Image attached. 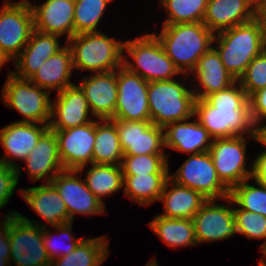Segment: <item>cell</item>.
Instances as JSON below:
<instances>
[{
  "instance_id": "74e56055",
  "label": "cell",
  "mask_w": 266,
  "mask_h": 266,
  "mask_svg": "<svg viewBox=\"0 0 266 266\" xmlns=\"http://www.w3.org/2000/svg\"><path fill=\"white\" fill-rule=\"evenodd\" d=\"M233 212L237 232L249 239H265V242L260 245V249L262 253L266 251V217L234 207Z\"/></svg>"
},
{
  "instance_id": "f35d334b",
  "label": "cell",
  "mask_w": 266,
  "mask_h": 266,
  "mask_svg": "<svg viewBox=\"0 0 266 266\" xmlns=\"http://www.w3.org/2000/svg\"><path fill=\"white\" fill-rule=\"evenodd\" d=\"M72 223L73 222L53 226L58 230V232L61 235H63L64 237H67V240H69L68 246L62 245L63 246V249L61 248L62 250L60 249V247H61V245L59 244L60 240L59 239L56 240L57 239V238H55L56 236L52 235L51 232H48L47 226L43 227V245L46 248L48 257L51 260V262L54 259H57L59 257L67 256L84 239V237L79 238V239L73 237V234L71 233L72 232ZM57 237H59V236H57Z\"/></svg>"
},
{
  "instance_id": "ac0fdd59",
  "label": "cell",
  "mask_w": 266,
  "mask_h": 266,
  "mask_svg": "<svg viewBox=\"0 0 266 266\" xmlns=\"http://www.w3.org/2000/svg\"><path fill=\"white\" fill-rule=\"evenodd\" d=\"M52 102L50 130H66L92 122L86 97L81 88L73 84L57 93Z\"/></svg>"
},
{
  "instance_id": "52a82bcc",
  "label": "cell",
  "mask_w": 266,
  "mask_h": 266,
  "mask_svg": "<svg viewBox=\"0 0 266 266\" xmlns=\"http://www.w3.org/2000/svg\"><path fill=\"white\" fill-rule=\"evenodd\" d=\"M1 95L6 107L17 110L23 119L16 122L49 124L51 119L50 92L33 84L30 80L17 78L8 70Z\"/></svg>"
},
{
  "instance_id": "681fc988",
  "label": "cell",
  "mask_w": 266,
  "mask_h": 266,
  "mask_svg": "<svg viewBox=\"0 0 266 266\" xmlns=\"http://www.w3.org/2000/svg\"><path fill=\"white\" fill-rule=\"evenodd\" d=\"M262 20L263 23V28H264V43L266 46V18H260Z\"/></svg>"
},
{
  "instance_id": "603a6c76",
  "label": "cell",
  "mask_w": 266,
  "mask_h": 266,
  "mask_svg": "<svg viewBox=\"0 0 266 266\" xmlns=\"http://www.w3.org/2000/svg\"><path fill=\"white\" fill-rule=\"evenodd\" d=\"M58 35L33 30L26 46L13 61L16 71L13 74L20 79L29 80L43 65L44 61L63 48Z\"/></svg>"
},
{
  "instance_id": "6da1fadb",
  "label": "cell",
  "mask_w": 266,
  "mask_h": 266,
  "mask_svg": "<svg viewBox=\"0 0 266 266\" xmlns=\"http://www.w3.org/2000/svg\"><path fill=\"white\" fill-rule=\"evenodd\" d=\"M237 84L238 81L205 99H196L194 116L213 138L248 134L257 142L256 125L250 116L249 97Z\"/></svg>"
},
{
  "instance_id": "4fadbf2b",
  "label": "cell",
  "mask_w": 266,
  "mask_h": 266,
  "mask_svg": "<svg viewBox=\"0 0 266 266\" xmlns=\"http://www.w3.org/2000/svg\"><path fill=\"white\" fill-rule=\"evenodd\" d=\"M96 119L82 126L66 130H52L58 140L60 161L64 170H77L92 164Z\"/></svg>"
},
{
  "instance_id": "9a60e30c",
  "label": "cell",
  "mask_w": 266,
  "mask_h": 266,
  "mask_svg": "<svg viewBox=\"0 0 266 266\" xmlns=\"http://www.w3.org/2000/svg\"><path fill=\"white\" fill-rule=\"evenodd\" d=\"M111 120L116 125L124 155L165 154L163 127L151 121Z\"/></svg>"
},
{
  "instance_id": "9c48e42d",
  "label": "cell",
  "mask_w": 266,
  "mask_h": 266,
  "mask_svg": "<svg viewBox=\"0 0 266 266\" xmlns=\"http://www.w3.org/2000/svg\"><path fill=\"white\" fill-rule=\"evenodd\" d=\"M245 139V136L214 138L208 151L218 178L229 190L253 175V161L251 170L246 166Z\"/></svg>"
},
{
  "instance_id": "8992f818",
  "label": "cell",
  "mask_w": 266,
  "mask_h": 266,
  "mask_svg": "<svg viewBox=\"0 0 266 266\" xmlns=\"http://www.w3.org/2000/svg\"><path fill=\"white\" fill-rule=\"evenodd\" d=\"M195 94L183 83L171 80L148 84L150 121L159 127L194 117Z\"/></svg>"
},
{
  "instance_id": "8fae6325",
  "label": "cell",
  "mask_w": 266,
  "mask_h": 266,
  "mask_svg": "<svg viewBox=\"0 0 266 266\" xmlns=\"http://www.w3.org/2000/svg\"><path fill=\"white\" fill-rule=\"evenodd\" d=\"M34 30L29 5L4 2L0 10V50L13 61L20 55Z\"/></svg>"
},
{
  "instance_id": "d6986e66",
  "label": "cell",
  "mask_w": 266,
  "mask_h": 266,
  "mask_svg": "<svg viewBox=\"0 0 266 266\" xmlns=\"http://www.w3.org/2000/svg\"><path fill=\"white\" fill-rule=\"evenodd\" d=\"M78 86L88 101L91 116L98 119L114 116L118 98L117 70L91 74Z\"/></svg>"
},
{
  "instance_id": "277c9868",
  "label": "cell",
  "mask_w": 266,
  "mask_h": 266,
  "mask_svg": "<svg viewBox=\"0 0 266 266\" xmlns=\"http://www.w3.org/2000/svg\"><path fill=\"white\" fill-rule=\"evenodd\" d=\"M123 43L101 31L77 34L66 41L74 69L94 73L114 71L123 65Z\"/></svg>"
},
{
  "instance_id": "836d02e7",
  "label": "cell",
  "mask_w": 266,
  "mask_h": 266,
  "mask_svg": "<svg viewBox=\"0 0 266 266\" xmlns=\"http://www.w3.org/2000/svg\"><path fill=\"white\" fill-rule=\"evenodd\" d=\"M249 179L242 181L229 190V196L224 200L236 204L240 209L254 212L266 217V187L255 181L256 185L248 183Z\"/></svg>"
},
{
  "instance_id": "e0dca14e",
  "label": "cell",
  "mask_w": 266,
  "mask_h": 266,
  "mask_svg": "<svg viewBox=\"0 0 266 266\" xmlns=\"http://www.w3.org/2000/svg\"><path fill=\"white\" fill-rule=\"evenodd\" d=\"M48 129L49 124L26 122H13L0 129V144L5 149L0 163L16 168L18 181L21 169L16 160L24 161ZM9 157L11 158L9 159Z\"/></svg>"
},
{
  "instance_id": "7a4b0ae2",
  "label": "cell",
  "mask_w": 266,
  "mask_h": 266,
  "mask_svg": "<svg viewBox=\"0 0 266 266\" xmlns=\"http://www.w3.org/2000/svg\"><path fill=\"white\" fill-rule=\"evenodd\" d=\"M226 70L238 80L249 63L265 50L262 20L236 25L214 35L213 43Z\"/></svg>"
},
{
  "instance_id": "d590c367",
  "label": "cell",
  "mask_w": 266,
  "mask_h": 266,
  "mask_svg": "<svg viewBox=\"0 0 266 266\" xmlns=\"http://www.w3.org/2000/svg\"><path fill=\"white\" fill-rule=\"evenodd\" d=\"M113 0H75L74 35L98 32L97 26Z\"/></svg>"
},
{
  "instance_id": "816d5d0a",
  "label": "cell",
  "mask_w": 266,
  "mask_h": 266,
  "mask_svg": "<svg viewBox=\"0 0 266 266\" xmlns=\"http://www.w3.org/2000/svg\"><path fill=\"white\" fill-rule=\"evenodd\" d=\"M263 256H265V258H266V251H264L263 253H261ZM263 259V258H261L260 260H259V263L262 265V266H266V259Z\"/></svg>"
},
{
  "instance_id": "7402d4cb",
  "label": "cell",
  "mask_w": 266,
  "mask_h": 266,
  "mask_svg": "<svg viewBox=\"0 0 266 266\" xmlns=\"http://www.w3.org/2000/svg\"><path fill=\"white\" fill-rule=\"evenodd\" d=\"M24 161L32 182L45 179L46 183H51L53 178L64 170L55 132L48 129Z\"/></svg>"
},
{
  "instance_id": "3957f363",
  "label": "cell",
  "mask_w": 266,
  "mask_h": 266,
  "mask_svg": "<svg viewBox=\"0 0 266 266\" xmlns=\"http://www.w3.org/2000/svg\"><path fill=\"white\" fill-rule=\"evenodd\" d=\"M153 34L185 76L193 72L198 59L213 46L215 35L202 22L163 25L160 34Z\"/></svg>"
},
{
  "instance_id": "d6a6232c",
  "label": "cell",
  "mask_w": 266,
  "mask_h": 266,
  "mask_svg": "<svg viewBox=\"0 0 266 266\" xmlns=\"http://www.w3.org/2000/svg\"><path fill=\"white\" fill-rule=\"evenodd\" d=\"M84 182L88 189L105 205L104 196L119 192L124 177L119 165L91 164Z\"/></svg>"
},
{
  "instance_id": "b9f144b4",
  "label": "cell",
  "mask_w": 266,
  "mask_h": 266,
  "mask_svg": "<svg viewBox=\"0 0 266 266\" xmlns=\"http://www.w3.org/2000/svg\"><path fill=\"white\" fill-rule=\"evenodd\" d=\"M249 104H250V116H251L252 122L255 125H258L261 122H265L266 121V87L254 92L249 97Z\"/></svg>"
},
{
  "instance_id": "44dd1931",
  "label": "cell",
  "mask_w": 266,
  "mask_h": 266,
  "mask_svg": "<svg viewBox=\"0 0 266 266\" xmlns=\"http://www.w3.org/2000/svg\"><path fill=\"white\" fill-rule=\"evenodd\" d=\"M257 17V8L248 0H208L203 24L214 34Z\"/></svg>"
},
{
  "instance_id": "60d3db41",
  "label": "cell",
  "mask_w": 266,
  "mask_h": 266,
  "mask_svg": "<svg viewBox=\"0 0 266 266\" xmlns=\"http://www.w3.org/2000/svg\"><path fill=\"white\" fill-rule=\"evenodd\" d=\"M17 185V169L0 163V209L8 204Z\"/></svg>"
},
{
  "instance_id": "4dcf8cb0",
  "label": "cell",
  "mask_w": 266,
  "mask_h": 266,
  "mask_svg": "<svg viewBox=\"0 0 266 266\" xmlns=\"http://www.w3.org/2000/svg\"><path fill=\"white\" fill-rule=\"evenodd\" d=\"M150 228L171 248L197 245L192 219L167 218L157 215Z\"/></svg>"
},
{
  "instance_id": "e575fe53",
  "label": "cell",
  "mask_w": 266,
  "mask_h": 266,
  "mask_svg": "<svg viewBox=\"0 0 266 266\" xmlns=\"http://www.w3.org/2000/svg\"><path fill=\"white\" fill-rule=\"evenodd\" d=\"M208 0H160L168 14L163 25L203 22Z\"/></svg>"
},
{
  "instance_id": "f6af8a7d",
  "label": "cell",
  "mask_w": 266,
  "mask_h": 266,
  "mask_svg": "<svg viewBox=\"0 0 266 266\" xmlns=\"http://www.w3.org/2000/svg\"><path fill=\"white\" fill-rule=\"evenodd\" d=\"M261 124L262 123L256 125V139L259 144L264 145V147L266 148V125ZM263 151L266 152V150Z\"/></svg>"
},
{
  "instance_id": "f907efd6",
  "label": "cell",
  "mask_w": 266,
  "mask_h": 266,
  "mask_svg": "<svg viewBox=\"0 0 266 266\" xmlns=\"http://www.w3.org/2000/svg\"><path fill=\"white\" fill-rule=\"evenodd\" d=\"M156 259L157 258L151 259L150 261H148V263L145 266H159Z\"/></svg>"
},
{
  "instance_id": "5b68a950",
  "label": "cell",
  "mask_w": 266,
  "mask_h": 266,
  "mask_svg": "<svg viewBox=\"0 0 266 266\" xmlns=\"http://www.w3.org/2000/svg\"><path fill=\"white\" fill-rule=\"evenodd\" d=\"M125 56L132 57L133 62L129 61L128 57L126 59ZM123 66L147 82L171 80L180 74L152 32L124 41Z\"/></svg>"
},
{
  "instance_id": "ee69618b",
  "label": "cell",
  "mask_w": 266,
  "mask_h": 266,
  "mask_svg": "<svg viewBox=\"0 0 266 266\" xmlns=\"http://www.w3.org/2000/svg\"><path fill=\"white\" fill-rule=\"evenodd\" d=\"M253 180L260 182L266 187V152H260L253 160Z\"/></svg>"
},
{
  "instance_id": "7dc6e473",
  "label": "cell",
  "mask_w": 266,
  "mask_h": 266,
  "mask_svg": "<svg viewBox=\"0 0 266 266\" xmlns=\"http://www.w3.org/2000/svg\"><path fill=\"white\" fill-rule=\"evenodd\" d=\"M8 61H10L9 57L0 50V69Z\"/></svg>"
},
{
  "instance_id": "c3c4849f",
  "label": "cell",
  "mask_w": 266,
  "mask_h": 266,
  "mask_svg": "<svg viewBox=\"0 0 266 266\" xmlns=\"http://www.w3.org/2000/svg\"><path fill=\"white\" fill-rule=\"evenodd\" d=\"M9 263H10V258H0V266H9L10 265Z\"/></svg>"
},
{
  "instance_id": "f546056e",
  "label": "cell",
  "mask_w": 266,
  "mask_h": 266,
  "mask_svg": "<svg viewBox=\"0 0 266 266\" xmlns=\"http://www.w3.org/2000/svg\"><path fill=\"white\" fill-rule=\"evenodd\" d=\"M170 173H148L143 175H123L124 195L139 206H148L159 201Z\"/></svg>"
},
{
  "instance_id": "ffe728a7",
  "label": "cell",
  "mask_w": 266,
  "mask_h": 266,
  "mask_svg": "<svg viewBox=\"0 0 266 266\" xmlns=\"http://www.w3.org/2000/svg\"><path fill=\"white\" fill-rule=\"evenodd\" d=\"M30 7L35 30L58 36L66 33V41L74 36L75 0H46Z\"/></svg>"
},
{
  "instance_id": "db71d44e",
  "label": "cell",
  "mask_w": 266,
  "mask_h": 266,
  "mask_svg": "<svg viewBox=\"0 0 266 266\" xmlns=\"http://www.w3.org/2000/svg\"><path fill=\"white\" fill-rule=\"evenodd\" d=\"M16 4H23V5H31L30 0H22L20 2H16Z\"/></svg>"
},
{
  "instance_id": "ab89813d",
  "label": "cell",
  "mask_w": 266,
  "mask_h": 266,
  "mask_svg": "<svg viewBox=\"0 0 266 266\" xmlns=\"http://www.w3.org/2000/svg\"><path fill=\"white\" fill-rule=\"evenodd\" d=\"M237 81L248 97L266 87V49L249 63Z\"/></svg>"
},
{
  "instance_id": "484cf974",
  "label": "cell",
  "mask_w": 266,
  "mask_h": 266,
  "mask_svg": "<svg viewBox=\"0 0 266 266\" xmlns=\"http://www.w3.org/2000/svg\"><path fill=\"white\" fill-rule=\"evenodd\" d=\"M24 200L33 211L51 226L70 223L68 211L63 199L52 183L19 189Z\"/></svg>"
},
{
  "instance_id": "f1b7e54d",
  "label": "cell",
  "mask_w": 266,
  "mask_h": 266,
  "mask_svg": "<svg viewBox=\"0 0 266 266\" xmlns=\"http://www.w3.org/2000/svg\"><path fill=\"white\" fill-rule=\"evenodd\" d=\"M123 156L115 123L111 119H96L92 164L121 166Z\"/></svg>"
},
{
  "instance_id": "f5cc1de1",
  "label": "cell",
  "mask_w": 266,
  "mask_h": 266,
  "mask_svg": "<svg viewBox=\"0 0 266 266\" xmlns=\"http://www.w3.org/2000/svg\"><path fill=\"white\" fill-rule=\"evenodd\" d=\"M248 1L251 2L257 8L263 0H248Z\"/></svg>"
},
{
  "instance_id": "8d00e7d4",
  "label": "cell",
  "mask_w": 266,
  "mask_h": 266,
  "mask_svg": "<svg viewBox=\"0 0 266 266\" xmlns=\"http://www.w3.org/2000/svg\"><path fill=\"white\" fill-rule=\"evenodd\" d=\"M167 154L124 155L121 164L123 175L170 173Z\"/></svg>"
},
{
  "instance_id": "ba28073f",
  "label": "cell",
  "mask_w": 266,
  "mask_h": 266,
  "mask_svg": "<svg viewBox=\"0 0 266 266\" xmlns=\"http://www.w3.org/2000/svg\"><path fill=\"white\" fill-rule=\"evenodd\" d=\"M43 224V225H42ZM45 223L30 220L22 214L9 217L10 264L16 266H50L43 245V227Z\"/></svg>"
},
{
  "instance_id": "4316f807",
  "label": "cell",
  "mask_w": 266,
  "mask_h": 266,
  "mask_svg": "<svg viewBox=\"0 0 266 266\" xmlns=\"http://www.w3.org/2000/svg\"><path fill=\"white\" fill-rule=\"evenodd\" d=\"M73 70L72 52L66 44L56 54L45 60L29 80L50 93L52 90L61 92L74 84L70 81Z\"/></svg>"
},
{
  "instance_id": "7c38bea8",
  "label": "cell",
  "mask_w": 266,
  "mask_h": 266,
  "mask_svg": "<svg viewBox=\"0 0 266 266\" xmlns=\"http://www.w3.org/2000/svg\"><path fill=\"white\" fill-rule=\"evenodd\" d=\"M148 84L138 74L123 65L117 69L118 98L111 119L127 121H150Z\"/></svg>"
},
{
  "instance_id": "30bf717a",
  "label": "cell",
  "mask_w": 266,
  "mask_h": 266,
  "mask_svg": "<svg viewBox=\"0 0 266 266\" xmlns=\"http://www.w3.org/2000/svg\"><path fill=\"white\" fill-rule=\"evenodd\" d=\"M169 178L178 185L196 190L207 199L224 200L229 196V189L218 178L209 152L191 154Z\"/></svg>"
},
{
  "instance_id": "1f68e13d",
  "label": "cell",
  "mask_w": 266,
  "mask_h": 266,
  "mask_svg": "<svg viewBox=\"0 0 266 266\" xmlns=\"http://www.w3.org/2000/svg\"><path fill=\"white\" fill-rule=\"evenodd\" d=\"M106 236L83 239L67 256L59 257L50 266H100L109 254Z\"/></svg>"
},
{
  "instance_id": "83f0119b",
  "label": "cell",
  "mask_w": 266,
  "mask_h": 266,
  "mask_svg": "<svg viewBox=\"0 0 266 266\" xmlns=\"http://www.w3.org/2000/svg\"><path fill=\"white\" fill-rule=\"evenodd\" d=\"M170 185L172 186L171 189H169ZM207 200L196 190L178 185L169 178L159 199V201L164 203V213L161 216L192 219Z\"/></svg>"
},
{
  "instance_id": "d4e9b609",
  "label": "cell",
  "mask_w": 266,
  "mask_h": 266,
  "mask_svg": "<svg viewBox=\"0 0 266 266\" xmlns=\"http://www.w3.org/2000/svg\"><path fill=\"white\" fill-rule=\"evenodd\" d=\"M192 74L196 76L194 80L199 82L198 88H202H192L196 99H205L208 95L224 90L237 81L226 70L214 46L198 59Z\"/></svg>"
},
{
  "instance_id": "5bb4252c",
  "label": "cell",
  "mask_w": 266,
  "mask_h": 266,
  "mask_svg": "<svg viewBox=\"0 0 266 266\" xmlns=\"http://www.w3.org/2000/svg\"><path fill=\"white\" fill-rule=\"evenodd\" d=\"M51 183L56 187L60 197L63 199L71 222L75 219V213L83 215L106 213V206L79 178L77 170H63L53 178Z\"/></svg>"
},
{
  "instance_id": "7bdbcfd3",
  "label": "cell",
  "mask_w": 266,
  "mask_h": 266,
  "mask_svg": "<svg viewBox=\"0 0 266 266\" xmlns=\"http://www.w3.org/2000/svg\"><path fill=\"white\" fill-rule=\"evenodd\" d=\"M17 211H11L7 215L4 216L5 220H3L0 224V258H10L11 249H10V240H9V217L17 216Z\"/></svg>"
},
{
  "instance_id": "2e32d148",
  "label": "cell",
  "mask_w": 266,
  "mask_h": 266,
  "mask_svg": "<svg viewBox=\"0 0 266 266\" xmlns=\"http://www.w3.org/2000/svg\"><path fill=\"white\" fill-rule=\"evenodd\" d=\"M215 202L208 199L192 218L198 244L225 240L238 233L233 206Z\"/></svg>"
},
{
  "instance_id": "bcb514c9",
  "label": "cell",
  "mask_w": 266,
  "mask_h": 266,
  "mask_svg": "<svg viewBox=\"0 0 266 266\" xmlns=\"http://www.w3.org/2000/svg\"><path fill=\"white\" fill-rule=\"evenodd\" d=\"M257 17L266 18V0H263L257 7Z\"/></svg>"
},
{
  "instance_id": "cb8c5ba5",
  "label": "cell",
  "mask_w": 266,
  "mask_h": 266,
  "mask_svg": "<svg viewBox=\"0 0 266 266\" xmlns=\"http://www.w3.org/2000/svg\"><path fill=\"white\" fill-rule=\"evenodd\" d=\"M189 119L169 123L163 128L164 147L188 154L208 152L214 138L198 120Z\"/></svg>"
}]
</instances>
